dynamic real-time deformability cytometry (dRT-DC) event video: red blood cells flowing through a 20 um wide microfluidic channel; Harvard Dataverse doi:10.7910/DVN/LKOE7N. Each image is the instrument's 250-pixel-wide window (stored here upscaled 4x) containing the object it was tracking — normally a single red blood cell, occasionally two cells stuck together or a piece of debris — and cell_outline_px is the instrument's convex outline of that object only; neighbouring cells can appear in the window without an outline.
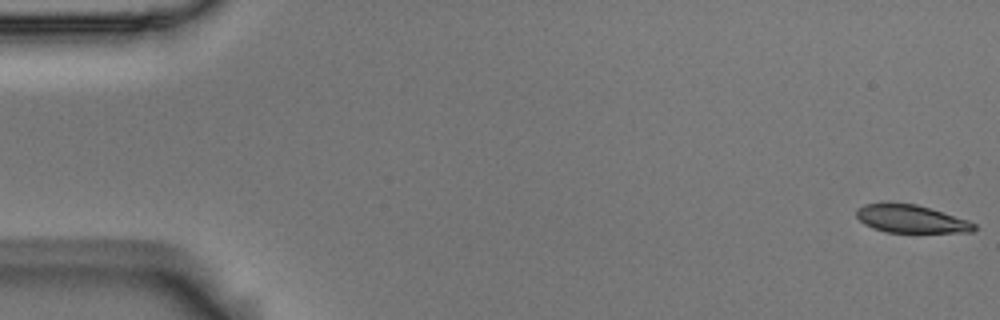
{"species": "Egyptian fruit bat (a non-hibernating species)", "species_latin": "Rousettus aegyptiacus", "temperature_condition": "room temperature", "stored_images_in_passage": 10, "camera_frame_rate_fps": 3000, "um_per_image_px": 0.085, "animal": {"sex": "male"}, "frame": {"image": 1, "passage_image": 1, "time_ms": 0.0, "image_size_px": [1000, 320], "cell_outline_px": [[976, 228], [972, 232], [888, 232], [872, 228], [864, 224], [856, 216], [856, 208], [864, 204], [916, 204], [968, 220], [976, 224]], "centroid_in_image_um": [77.43, 18.62], "position_along_channel_um": 7.6, "area_um2": 18.79}}